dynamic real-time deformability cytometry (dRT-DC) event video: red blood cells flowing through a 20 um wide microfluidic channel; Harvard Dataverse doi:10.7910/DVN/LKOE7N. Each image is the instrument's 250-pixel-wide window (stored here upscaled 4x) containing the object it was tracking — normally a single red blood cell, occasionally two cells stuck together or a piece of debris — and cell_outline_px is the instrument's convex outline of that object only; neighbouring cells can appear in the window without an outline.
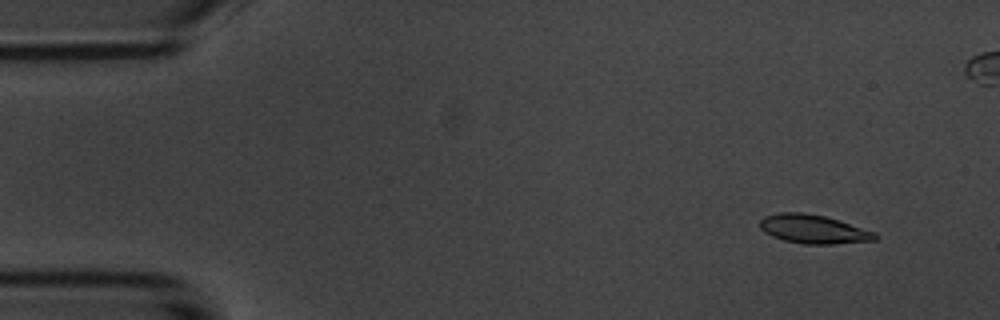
{"species": "common noctule bat (a hibernating species)", "species_latin": "Nyctalus noctula", "temperature_condition": "room temperature", "stored_images_in_passage": 5, "camera_frame_rate_fps": 3000, "um_per_image_px": 0.085, "animal": {"sex": "male", "body_mass_g": 20.1, "forearm_length_mm": 53.5}, "frame": {"image": 1, "passage_image": 1, "time_ms": 0.0, "image_size_px": [1000, 320], "cell_outline_px": [[880, 236], [876, 240], [836, 244], [804, 244], [784, 240], [772, 236], [764, 232], [760, 228], [760, 220], [764, 216], [780, 212], [804, 212], [824, 216], [876, 232]], "centroid_in_image_um": [69.15, 19.48], "position_along_channel_um": 15.9, "area_um2": 19.36}}